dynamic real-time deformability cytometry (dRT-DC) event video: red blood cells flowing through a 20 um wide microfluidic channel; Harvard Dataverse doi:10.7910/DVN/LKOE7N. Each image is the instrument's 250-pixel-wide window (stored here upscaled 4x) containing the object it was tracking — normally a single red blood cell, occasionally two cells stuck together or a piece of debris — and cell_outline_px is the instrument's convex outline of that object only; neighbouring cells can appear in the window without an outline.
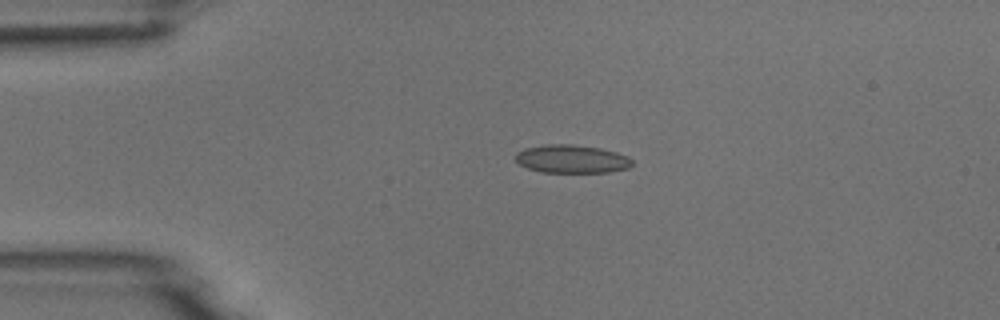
{"species": "common noctule bat (a hibernating species)", "species_latin": "Nyctalus noctula", "temperature_condition": "room temperature", "stored_images_in_passage": 4, "camera_frame_rate_fps": 3000, "um_per_image_px": 0.085, "animal": {"sex": "male", "body_mass_g": 18.8}, "frame": {"image": 1, "passage_image": 3, "time_ms": 2.0, "image_size_px": [1000, 320], "cell_outline_px": [[632, 164], [628, 168], [608, 172], [544, 172], [528, 168], [520, 164], [516, 160], [516, 152], [524, 148], [544, 144], [572, 144], [600, 148], [616, 152], [628, 156], [632, 160]], "centroid_in_image_um": [48.59, 13.5], "position_along_channel_um": 36.4, "area_um2": 19.13}}